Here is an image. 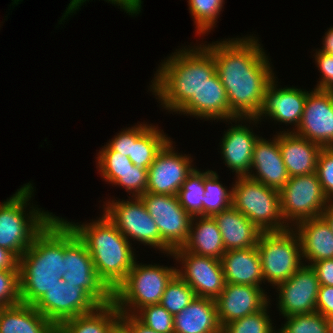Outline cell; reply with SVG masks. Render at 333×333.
Instances as JSON below:
<instances>
[{
    "mask_svg": "<svg viewBox=\"0 0 333 333\" xmlns=\"http://www.w3.org/2000/svg\"><path fill=\"white\" fill-rule=\"evenodd\" d=\"M279 193L282 218L285 224L294 221V227L301 221L321 216L330 202L316 172L289 177Z\"/></svg>",
    "mask_w": 333,
    "mask_h": 333,
    "instance_id": "cell-11",
    "label": "cell"
},
{
    "mask_svg": "<svg viewBox=\"0 0 333 333\" xmlns=\"http://www.w3.org/2000/svg\"><path fill=\"white\" fill-rule=\"evenodd\" d=\"M296 228L293 230L300 240L302 258H306L310 266L320 260L333 259V231L322 216L301 221Z\"/></svg>",
    "mask_w": 333,
    "mask_h": 333,
    "instance_id": "cell-24",
    "label": "cell"
},
{
    "mask_svg": "<svg viewBox=\"0 0 333 333\" xmlns=\"http://www.w3.org/2000/svg\"><path fill=\"white\" fill-rule=\"evenodd\" d=\"M269 302L262 287L225 283L224 290L215 299L220 326L259 312Z\"/></svg>",
    "mask_w": 333,
    "mask_h": 333,
    "instance_id": "cell-18",
    "label": "cell"
},
{
    "mask_svg": "<svg viewBox=\"0 0 333 333\" xmlns=\"http://www.w3.org/2000/svg\"><path fill=\"white\" fill-rule=\"evenodd\" d=\"M195 297L194 290L176 274L168 283L160 304L174 316L187 307Z\"/></svg>",
    "mask_w": 333,
    "mask_h": 333,
    "instance_id": "cell-34",
    "label": "cell"
},
{
    "mask_svg": "<svg viewBox=\"0 0 333 333\" xmlns=\"http://www.w3.org/2000/svg\"><path fill=\"white\" fill-rule=\"evenodd\" d=\"M20 302L19 270H0V308Z\"/></svg>",
    "mask_w": 333,
    "mask_h": 333,
    "instance_id": "cell-40",
    "label": "cell"
},
{
    "mask_svg": "<svg viewBox=\"0 0 333 333\" xmlns=\"http://www.w3.org/2000/svg\"><path fill=\"white\" fill-rule=\"evenodd\" d=\"M279 148L289 177L316 172L322 147L293 131L278 134Z\"/></svg>",
    "mask_w": 333,
    "mask_h": 333,
    "instance_id": "cell-21",
    "label": "cell"
},
{
    "mask_svg": "<svg viewBox=\"0 0 333 333\" xmlns=\"http://www.w3.org/2000/svg\"><path fill=\"white\" fill-rule=\"evenodd\" d=\"M120 314L111 302L91 313L65 320L56 326V333H112L120 325Z\"/></svg>",
    "mask_w": 333,
    "mask_h": 333,
    "instance_id": "cell-30",
    "label": "cell"
},
{
    "mask_svg": "<svg viewBox=\"0 0 333 333\" xmlns=\"http://www.w3.org/2000/svg\"><path fill=\"white\" fill-rule=\"evenodd\" d=\"M311 267L316 271L320 285L333 287V259L314 262Z\"/></svg>",
    "mask_w": 333,
    "mask_h": 333,
    "instance_id": "cell-47",
    "label": "cell"
},
{
    "mask_svg": "<svg viewBox=\"0 0 333 333\" xmlns=\"http://www.w3.org/2000/svg\"><path fill=\"white\" fill-rule=\"evenodd\" d=\"M33 306L56 327L67 319L91 313L100 305L82 287L61 279Z\"/></svg>",
    "mask_w": 333,
    "mask_h": 333,
    "instance_id": "cell-13",
    "label": "cell"
},
{
    "mask_svg": "<svg viewBox=\"0 0 333 333\" xmlns=\"http://www.w3.org/2000/svg\"><path fill=\"white\" fill-rule=\"evenodd\" d=\"M220 261L225 283L260 287L264 280L257 246L225 251Z\"/></svg>",
    "mask_w": 333,
    "mask_h": 333,
    "instance_id": "cell-25",
    "label": "cell"
},
{
    "mask_svg": "<svg viewBox=\"0 0 333 333\" xmlns=\"http://www.w3.org/2000/svg\"><path fill=\"white\" fill-rule=\"evenodd\" d=\"M275 83L274 77L265 90L263 106L258 116L256 118H244V120L249 119V122L252 120L257 123L263 115L269 116L277 122L293 123L297 128L301 122L309 92L295 87L277 89Z\"/></svg>",
    "mask_w": 333,
    "mask_h": 333,
    "instance_id": "cell-19",
    "label": "cell"
},
{
    "mask_svg": "<svg viewBox=\"0 0 333 333\" xmlns=\"http://www.w3.org/2000/svg\"><path fill=\"white\" fill-rule=\"evenodd\" d=\"M132 200L108 202L104 207V214L127 239H136L142 244L160 250V232L157 224L140 197H134Z\"/></svg>",
    "mask_w": 333,
    "mask_h": 333,
    "instance_id": "cell-12",
    "label": "cell"
},
{
    "mask_svg": "<svg viewBox=\"0 0 333 333\" xmlns=\"http://www.w3.org/2000/svg\"><path fill=\"white\" fill-rule=\"evenodd\" d=\"M172 141H168L157 153L148 168L146 192L161 195H178L180 188L193 171L192 159L173 151Z\"/></svg>",
    "mask_w": 333,
    "mask_h": 333,
    "instance_id": "cell-16",
    "label": "cell"
},
{
    "mask_svg": "<svg viewBox=\"0 0 333 333\" xmlns=\"http://www.w3.org/2000/svg\"><path fill=\"white\" fill-rule=\"evenodd\" d=\"M257 41L249 36L205 45L225 87L233 122L258 116L265 90L274 78L268 56Z\"/></svg>",
    "mask_w": 333,
    "mask_h": 333,
    "instance_id": "cell-1",
    "label": "cell"
},
{
    "mask_svg": "<svg viewBox=\"0 0 333 333\" xmlns=\"http://www.w3.org/2000/svg\"><path fill=\"white\" fill-rule=\"evenodd\" d=\"M134 316L141 323L156 332H174V317L161 304L145 306L139 309Z\"/></svg>",
    "mask_w": 333,
    "mask_h": 333,
    "instance_id": "cell-39",
    "label": "cell"
},
{
    "mask_svg": "<svg viewBox=\"0 0 333 333\" xmlns=\"http://www.w3.org/2000/svg\"><path fill=\"white\" fill-rule=\"evenodd\" d=\"M232 186V206L246 216L261 232H281L284 224L280 208V193L248 176H237Z\"/></svg>",
    "mask_w": 333,
    "mask_h": 333,
    "instance_id": "cell-7",
    "label": "cell"
},
{
    "mask_svg": "<svg viewBox=\"0 0 333 333\" xmlns=\"http://www.w3.org/2000/svg\"><path fill=\"white\" fill-rule=\"evenodd\" d=\"M85 1L86 0H71L69 6L67 7L64 13L65 15H63L64 17L63 19H65V17H68L70 13H73L74 11L79 9ZM107 1L117 6H120L121 9H124L126 13H129V15L133 14L136 15L139 14L141 11L140 10L142 4L141 0H107Z\"/></svg>",
    "mask_w": 333,
    "mask_h": 333,
    "instance_id": "cell-45",
    "label": "cell"
},
{
    "mask_svg": "<svg viewBox=\"0 0 333 333\" xmlns=\"http://www.w3.org/2000/svg\"><path fill=\"white\" fill-rule=\"evenodd\" d=\"M293 130L322 148L333 147V90L308 93L301 122Z\"/></svg>",
    "mask_w": 333,
    "mask_h": 333,
    "instance_id": "cell-15",
    "label": "cell"
},
{
    "mask_svg": "<svg viewBox=\"0 0 333 333\" xmlns=\"http://www.w3.org/2000/svg\"><path fill=\"white\" fill-rule=\"evenodd\" d=\"M148 124H138L132 128L124 129L118 133L108 145L114 150L127 157L131 155L132 143L148 127Z\"/></svg>",
    "mask_w": 333,
    "mask_h": 333,
    "instance_id": "cell-43",
    "label": "cell"
},
{
    "mask_svg": "<svg viewBox=\"0 0 333 333\" xmlns=\"http://www.w3.org/2000/svg\"><path fill=\"white\" fill-rule=\"evenodd\" d=\"M203 46V47H201ZM182 49L168 57L156 72L151 91L162 107L177 112L216 73L212 53L204 46Z\"/></svg>",
    "mask_w": 333,
    "mask_h": 333,
    "instance_id": "cell-3",
    "label": "cell"
},
{
    "mask_svg": "<svg viewBox=\"0 0 333 333\" xmlns=\"http://www.w3.org/2000/svg\"><path fill=\"white\" fill-rule=\"evenodd\" d=\"M258 138L249 127L242 124L232 126L225 132L220 145L221 153L225 164L236 176L252 173L253 148Z\"/></svg>",
    "mask_w": 333,
    "mask_h": 333,
    "instance_id": "cell-23",
    "label": "cell"
},
{
    "mask_svg": "<svg viewBox=\"0 0 333 333\" xmlns=\"http://www.w3.org/2000/svg\"><path fill=\"white\" fill-rule=\"evenodd\" d=\"M316 173L325 195L330 201H333V147L321 149Z\"/></svg>",
    "mask_w": 333,
    "mask_h": 333,
    "instance_id": "cell-42",
    "label": "cell"
},
{
    "mask_svg": "<svg viewBox=\"0 0 333 333\" xmlns=\"http://www.w3.org/2000/svg\"><path fill=\"white\" fill-rule=\"evenodd\" d=\"M32 190L31 183L25 184L12 197L0 204V247L10 250L18 258L54 217L52 213L41 212L39 208L34 207L26 216V205H29Z\"/></svg>",
    "mask_w": 333,
    "mask_h": 333,
    "instance_id": "cell-5",
    "label": "cell"
},
{
    "mask_svg": "<svg viewBox=\"0 0 333 333\" xmlns=\"http://www.w3.org/2000/svg\"><path fill=\"white\" fill-rule=\"evenodd\" d=\"M0 333H56V327L33 305L0 308Z\"/></svg>",
    "mask_w": 333,
    "mask_h": 333,
    "instance_id": "cell-28",
    "label": "cell"
},
{
    "mask_svg": "<svg viewBox=\"0 0 333 333\" xmlns=\"http://www.w3.org/2000/svg\"><path fill=\"white\" fill-rule=\"evenodd\" d=\"M321 216L327 221L331 230L333 231V201H330L326 205Z\"/></svg>",
    "mask_w": 333,
    "mask_h": 333,
    "instance_id": "cell-51",
    "label": "cell"
},
{
    "mask_svg": "<svg viewBox=\"0 0 333 333\" xmlns=\"http://www.w3.org/2000/svg\"><path fill=\"white\" fill-rule=\"evenodd\" d=\"M224 0H188L189 10L194 18L197 33L206 34L213 28L220 11L223 8Z\"/></svg>",
    "mask_w": 333,
    "mask_h": 333,
    "instance_id": "cell-37",
    "label": "cell"
},
{
    "mask_svg": "<svg viewBox=\"0 0 333 333\" xmlns=\"http://www.w3.org/2000/svg\"><path fill=\"white\" fill-rule=\"evenodd\" d=\"M218 179L215 171L204 178L203 216H213L232 206V190L227 191Z\"/></svg>",
    "mask_w": 333,
    "mask_h": 333,
    "instance_id": "cell-33",
    "label": "cell"
},
{
    "mask_svg": "<svg viewBox=\"0 0 333 333\" xmlns=\"http://www.w3.org/2000/svg\"><path fill=\"white\" fill-rule=\"evenodd\" d=\"M120 324L128 333H159L141 323L132 314H120Z\"/></svg>",
    "mask_w": 333,
    "mask_h": 333,
    "instance_id": "cell-48",
    "label": "cell"
},
{
    "mask_svg": "<svg viewBox=\"0 0 333 333\" xmlns=\"http://www.w3.org/2000/svg\"><path fill=\"white\" fill-rule=\"evenodd\" d=\"M99 153L97 166L102 177L109 183L113 184L121 174L134 166L129 157L114 151L108 144Z\"/></svg>",
    "mask_w": 333,
    "mask_h": 333,
    "instance_id": "cell-35",
    "label": "cell"
},
{
    "mask_svg": "<svg viewBox=\"0 0 333 333\" xmlns=\"http://www.w3.org/2000/svg\"><path fill=\"white\" fill-rule=\"evenodd\" d=\"M316 312L322 314L324 317L333 315V287L320 285L316 302Z\"/></svg>",
    "mask_w": 333,
    "mask_h": 333,
    "instance_id": "cell-46",
    "label": "cell"
},
{
    "mask_svg": "<svg viewBox=\"0 0 333 333\" xmlns=\"http://www.w3.org/2000/svg\"><path fill=\"white\" fill-rule=\"evenodd\" d=\"M267 306L259 312L227 323L222 327V333H276L267 314Z\"/></svg>",
    "mask_w": 333,
    "mask_h": 333,
    "instance_id": "cell-36",
    "label": "cell"
},
{
    "mask_svg": "<svg viewBox=\"0 0 333 333\" xmlns=\"http://www.w3.org/2000/svg\"><path fill=\"white\" fill-rule=\"evenodd\" d=\"M64 219L54 216L19 258L21 302L34 305L65 274Z\"/></svg>",
    "mask_w": 333,
    "mask_h": 333,
    "instance_id": "cell-2",
    "label": "cell"
},
{
    "mask_svg": "<svg viewBox=\"0 0 333 333\" xmlns=\"http://www.w3.org/2000/svg\"><path fill=\"white\" fill-rule=\"evenodd\" d=\"M148 183V169L134 165L121 174L113 184L125 187L127 192H131L133 197H140L146 193Z\"/></svg>",
    "mask_w": 333,
    "mask_h": 333,
    "instance_id": "cell-41",
    "label": "cell"
},
{
    "mask_svg": "<svg viewBox=\"0 0 333 333\" xmlns=\"http://www.w3.org/2000/svg\"><path fill=\"white\" fill-rule=\"evenodd\" d=\"M198 218L193 217L187 242L182 247L193 254L220 260L225 248L216 220L213 216ZM196 219L198 222L194 223Z\"/></svg>",
    "mask_w": 333,
    "mask_h": 333,
    "instance_id": "cell-29",
    "label": "cell"
},
{
    "mask_svg": "<svg viewBox=\"0 0 333 333\" xmlns=\"http://www.w3.org/2000/svg\"><path fill=\"white\" fill-rule=\"evenodd\" d=\"M183 269H177L179 275L194 290L196 297L216 299L224 290L225 279L221 261L186 251L179 247L172 251Z\"/></svg>",
    "mask_w": 333,
    "mask_h": 333,
    "instance_id": "cell-14",
    "label": "cell"
},
{
    "mask_svg": "<svg viewBox=\"0 0 333 333\" xmlns=\"http://www.w3.org/2000/svg\"><path fill=\"white\" fill-rule=\"evenodd\" d=\"M19 258L10 250L0 247V270H19Z\"/></svg>",
    "mask_w": 333,
    "mask_h": 333,
    "instance_id": "cell-49",
    "label": "cell"
},
{
    "mask_svg": "<svg viewBox=\"0 0 333 333\" xmlns=\"http://www.w3.org/2000/svg\"><path fill=\"white\" fill-rule=\"evenodd\" d=\"M205 119H230V108L225 91L217 72L208 79L196 95L178 111Z\"/></svg>",
    "mask_w": 333,
    "mask_h": 333,
    "instance_id": "cell-22",
    "label": "cell"
},
{
    "mask_svg": "<svg viewBox=\"0 0 333 333\" xmlns=\"http://www.w3.org/2000/svg\"><path fill=\"white\" fill-rule=\"evenodd\" d=\"M210 172L211 170L201 172L194 168L178 192L180 205L192 217L203 216L204 178Z\"/></svg>",
    "mask_w": 333,
    "mask_h": 333,
    "instance_id": "cell-32",
    "label": "cell"
},
{
    "mask_svg": "<svg viewBox=\"0 0 333 333\" xmlns=\"http://www.w3.org/2000/svg\"><path fill=\"white\" fill-rule=\"evenodd\" d=\"M156 126H148L132 143L131 162L144 169H148L154 162L157 153L170 140L166 135L161 133Z\"/></svg>",
    "mask_w": 333,
    "mask_h": 333,
    "instance_id": "cell-31",
    "label": "cell"
},
{
    "mask_svg": "<svg viewBox=\"0 0 333 333\" xmlns=\"http://www.w3.org/2000/svg\"><path fill=\"white\" fill-rule=\"evenodd\" d=\"M328 325V333H333V315L326 317Z\"/></svg>",
    "mask_w": 333,
    "mask_h": 333,
    "instance_id": "cell-52",
    "label": "cell"
},
{
    "mask_svg": "<svg viewBox=\"0 0 333 333\" xmlns=\"http://www.w3.org/2000/svg\"><path fill=\"white\" fill-rule=\"evenodd\" d=\"M173 333H222L214 299L195 297L174 316Z\"/></svg>",
    "mask_w": 333,
    "mask_h": 333,
    "instance_id": "cell-26",
    "label": "cell"
},
{
    "mask_svg": "<svg viewBox=\"0 0 333 333\" xmlns=\"http://www.w3.org/2000/svg\"><path fill=\"white\" fill-rule=\"evenodd\" d=\"M315 61L322 74L315 89L333 90V55L316 50Z\"/></svg>",
    "mask_w": 333,
    "mask_h": 333,
    "instance_id": "cell-44",
    "label": "cell"
},
{
    "mask_svg": "<svg viewBox=\"0 0 333 333\" xmlns=\"http://www.w3.org/2000/svg\"><path fill=\"white\" fill-rule=\"evenodd\" d=\"M65 274L67 284L82 287L100 306L112 302V291L98 277L86 245L64 220Z\"/></svg>",
    "mask_w": 333,
    "mask_h": 333,
    "instance_id": "cell-9",
    "label": "cell"
},
{
    "mask_svg": "<svg viewBox=\"0 0 333 333\" xmlns=\"http://www.w3.org/2000/svg\"><path fill=\"white\" fill-rule=\"evenodd\" d=\"M264 281L273 287L287 281L303 265L301 244L293 228L262 232L257 242Z\"/></svg>",
    "mask_w": 333,
    "mask_h": 333,
    "instance_id": "cell-8",
    "label": "cell"
},
{
    "mask_svg": "<svg viewBox=\"0 0 333 333\" xmlns=\"http://www.w3.org/2000/svg\"><path fill=\"white\" fill-rule=\"evenodd\" d=\"M112 333H128V331L120 324Z\"/></svg>",
    "mask_w": 333,
    "mask_h": 333,
    "instance_id": "cell-53",
    "label": "cell"
},
{
    "mask_svg": "<svg viewBox=\"0 0 333 333\" xmlns=\"http://www.w3.org/2000/svg\"><path fill=\"white\" fill-rule=\"evenodd\" d=\"M160 232V250L171 254L188 239L193 217L180 205L177 195L150 192L140 196Z\"/></svg>",
    "mask_w": 333,
    "mask_h": 333,
    "instance_id": "cell-10",
    "label": "cell"
},
{
    "mask_svg": "<svg viewBox=\"0 0 333 333\" xmlns=\"http://www.w3.org/2000/svg\"><path fill=\"white\" fill-rule=\"evenodd\" d=\"M325 35V40L323 39V47L319 51L333 55V27H330Z\"/></svg>",
    "mask_w": 333,
    "mask_h": 333,
    "instance_id": "cell-50",
    "label": "cell"
},
{
    "mask_svg": "<svg viewBox=\"0 0 333 333\" xmlns=\"http://www.w3.org/2000/svg\"><path fill=\"white\" fill-rule=\"evenodd\" d=\"M66 222L86 245L98 277L113 292L127 277L136 260L130 240L105 214L89 224Z\"/></svg>",
    "mask_w": 333,
    "mask_h": 333,
    "instance_id": "cell-4",
    "label": "cell"
},
{
    "mask_svg": "<svg viewBox=\"0 0 333 333\" xmlns=\"http://www.w3.org/2000/svg\"><path fill=\"white\" fill-rule=\"evenodd\" d=\"M213 217L222 234L225 251L257 246L262 232L233 206L215 213Z\"/></svg>",
    "mask_w": 333,
    "mask_h": 333,
    "instance_id": "cell-27",
    "label": "cell"
},
{
    "mask_svg": "<svg viewBox=\"0 0 333 333\" xmlns=\"http://www.w3.org/2000/svg\"><path fill=\"white\" fill-rule=\"evenodd\" d=\"M176 274L174 267L139 265L135 260L127 277L112 292V302L121 314L132 315L145 306L160 304L168 283Z\"/></svg>",
    "mask_w": 333,
    "mask_h": 333,
    "instance_id": "cell-6",
    "label": "cell"
},
{
    "mask_svg": "<svg viewBox=\"0 0 333 333\" xmlns=\"http://www.w3.org/2000/svg\"><path fill=\"white\" fill-rule=\"evenodd\" d=\"M278 308L284 317L316 312L320 283L316 271L302 265L287 281L279 283Z\"/></svg>",
    "mask_w": 333,
    "mask_h": 333,
    "instance_id": "cell-17",
    "label": "cell"
},
{
    "mask_svg": "<svg viewBox=\"0 0 333 333\" xmlns=\"http://www.w3.org/2000/svg\"><path fill=\"white\" fill-rule=\"evenodd\" d=\"M252 168H255L257 175L250 173L249 178L278 191L285 186L289 176L279 148L278 135L271 142L258 138L253 148Z\"/></svg>",
    "mask_w": 333,
    "mask_h": 333,
    "instance_id": "cell-20",
    "label": "cell"
},
{
    "mask_svg": "<svg viewBox=\"0 0 333 333\" xmlns=\"http://www.w3.org/2000/svg\"><path fill=\"white\" fill-rule=\"evenodd\" d=\"M285 318L287 321L277 333H328L326 317L318 312Z\"/></svg>",
    "mask_w": 333,
    "mask_h": 333,
    "instance_id": "cell-38",
    "label": "cell"
},
{
    "mask_svg": "<svg viewBox=\"0 0 333 333\" xmlns=\"http://www.w3.org/2000/svg\"><path fill=\"white\" fill-rule=\"evenodd\" d=\"M19 1H21V0H14L13 2H14V4L17 5Z\"/></svg>",
    "mask_w": 333,
    "mask_h": 333,
    "instance_id": "cell-54",
    "label": "cell"
}]
</instances>
